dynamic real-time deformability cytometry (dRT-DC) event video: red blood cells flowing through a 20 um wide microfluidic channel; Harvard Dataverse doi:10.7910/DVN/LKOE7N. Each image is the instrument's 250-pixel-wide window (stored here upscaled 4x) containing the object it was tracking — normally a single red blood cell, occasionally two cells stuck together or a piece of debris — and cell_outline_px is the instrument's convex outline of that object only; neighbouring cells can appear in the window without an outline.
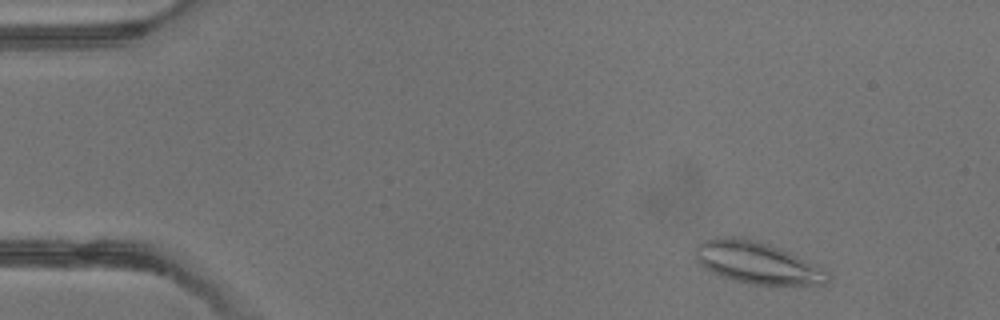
{"species": "common noctule bat (a hibernating species)", "species_latin": "Nyctalus noctula", "temperature_condition": "warm", "stored_images_in_passage": 3, "camera_frame_rate_fps": 3000, "um_per_image_px": 0.085, "animal": {"sex": "male", "body_mass_g": 13.3}, "frame": {"image": 1, "passage_image": 1, "time_ms": 0.0, "image_size_px": [1000, 320], "cell_outline_px": [[828, 280], [824, 284], [812, 288], [748, 284], [712, 272], [704, 268], [696, 260], [696, 244], [712, 236], [740, 236], [780, 248], [812, 264], [824, 272], [828, 276]], "centroid_in_image_um": [64.34, 22.36], "position_along_channel_um": 20.7, "area_um2": 32.6}}